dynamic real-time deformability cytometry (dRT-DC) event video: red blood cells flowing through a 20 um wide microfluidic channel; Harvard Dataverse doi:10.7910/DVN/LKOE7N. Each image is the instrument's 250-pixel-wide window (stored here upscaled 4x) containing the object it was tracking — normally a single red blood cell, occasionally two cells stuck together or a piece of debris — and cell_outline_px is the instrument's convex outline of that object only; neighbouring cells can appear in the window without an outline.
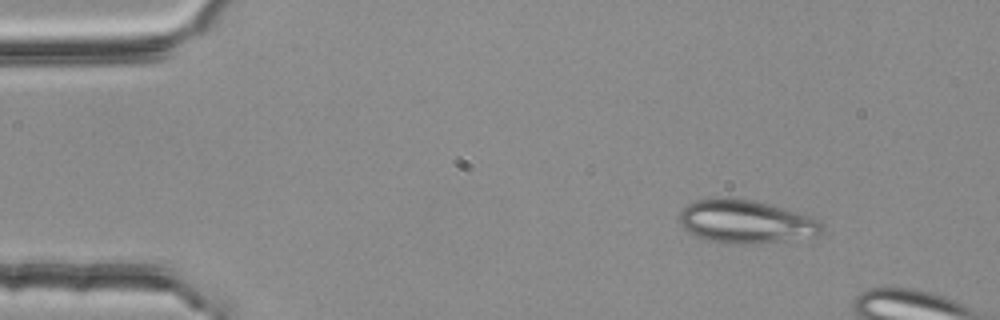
{"species": "common noctule bat (a hibernating species)", "species_latin": "Nyctalus noctula", "temperature_condition": "room temperature", "stored_images_in_passage": 8, "camera_frame_rate_fps": 3000, "um_per_image_px": 0.085, "animal": {"sex": "female", "body_mass_g": 25.1}, "frame": {"image": 1, "passage_image": 1, "time_ms": 0.0, "image_size_px": [1000, 320], "cell_outline_px": [[824, 228], [816, 236], [784, 240], [744, 244], [724, 244], [708, 240], [696, 236], [688, 232], [676, 220], [680, 212], [688, 204], [696, 200], [724, 196], [752, 200], [768, 204], [796, 212], [808, 216], [816, 220]], "centroid_in_image_um": [63.29, 18.83], "position_along_channel_um": 21.7, "area_um2": 35.78}}